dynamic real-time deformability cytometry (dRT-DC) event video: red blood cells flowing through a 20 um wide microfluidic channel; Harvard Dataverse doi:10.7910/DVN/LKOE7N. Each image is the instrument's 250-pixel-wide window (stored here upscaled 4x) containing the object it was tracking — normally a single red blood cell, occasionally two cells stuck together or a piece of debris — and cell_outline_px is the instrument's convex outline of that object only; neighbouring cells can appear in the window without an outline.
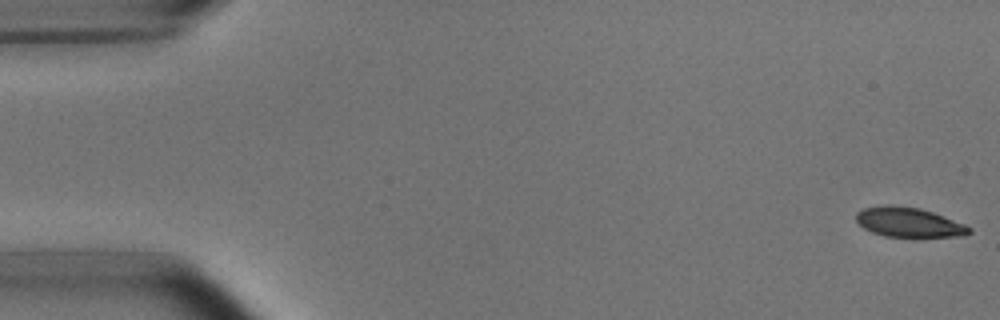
{"species": "common noctule bat (a hibernating species)", "species_latin": "Nyctalus noctula", "temperature_condition": "room temperature", "stored_images_in_passage": 50, "camera_frame_rate_fps": 3000, "um_per_image_px": 0.085, "animal": {"sex": "male", "body_mass_g": 15.6}, "frame": {"image": 1, "passage_image": 1, "time_ms": 0.0, "image_size_px": [1000, 320], "cell_outline_px": [[972, 232], [964, 236], [912, 240], [884, 236], [872, 232], [864, 228], [856, 220], [856, 212], [864, 208], [880, 204], [892, 204], [920, 208], [932, 212], [964, 224], [972, 228]], "centroid_in_image_um": [77.27, 18.94], "position_along_channel_um": 7.7, "area_um2": 20.63}}
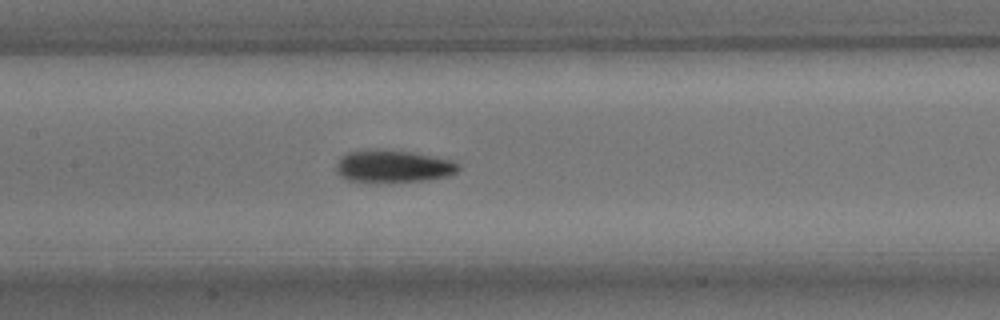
{"frame": {"image": 2, "passage_image": 25, "time_ms": 8.0, "image_size_px": [1000, 320], "cell_outline_px": [[460, 168], [456, 172], [448, 176], [428, 180], [344, 180], [336, 172], [336, 164], [340, 156], [348, 152], [372, 148], [380, 148], [408, 152], [432, 156], [452, 160], [460, 164]], "centroid_in_image_um": [33.39, 14.09], "position_along_channel_um": 174.0, "area_um2": 22.77}}
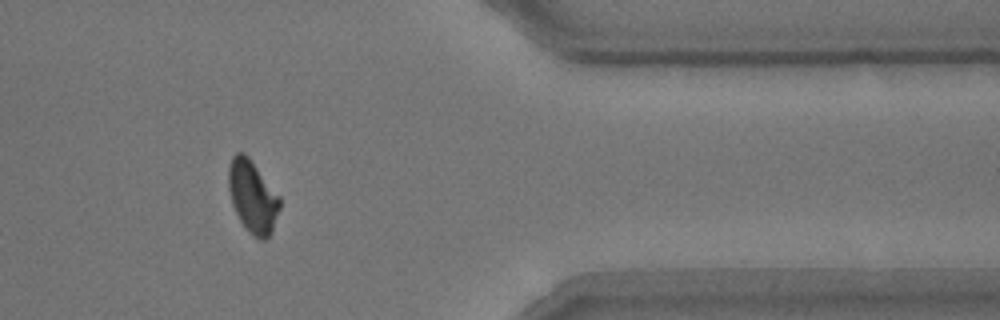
{"frame": {"image": 3, "passage_image": 44, "time_ms": 14.333, "image_size_px": [1000, 320], "cell_outline_px": [[280, 208], [272, 232], [264, 240], [260, 240], [248, 232], [244, 228], [232, 204], [228, 188], [228, 168], [232, 156], [236, 152], [244, 152], [248, 156], [280, 196]], "centroid_in_image_um": [21.46, 16.71], "position_along_channel_um": 389.9, "area_um2": 21.73}}